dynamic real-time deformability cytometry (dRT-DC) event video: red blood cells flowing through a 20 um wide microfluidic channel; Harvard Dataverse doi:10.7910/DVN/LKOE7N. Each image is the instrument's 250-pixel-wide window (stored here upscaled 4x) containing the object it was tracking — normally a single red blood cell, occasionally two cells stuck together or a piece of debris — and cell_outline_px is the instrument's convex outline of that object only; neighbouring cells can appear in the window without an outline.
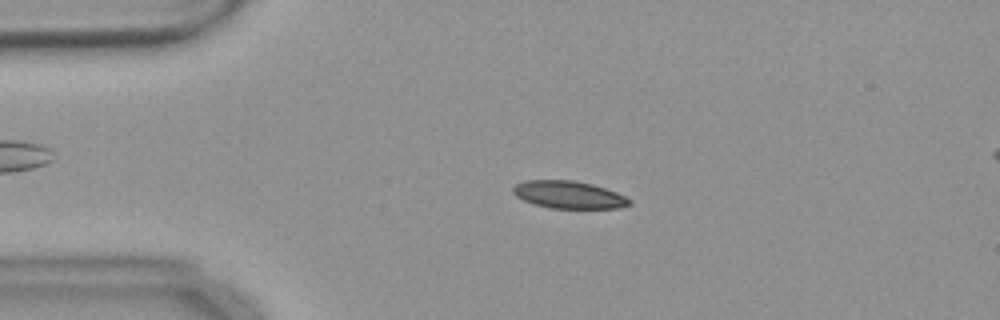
{"species": "common noctule bat (a hibernating species)", "species_latin": "Nyctalus noctula", "temperature_condition": "warm", "stored_images_in_passage": 50, "camera_frame_rate_fps": 3000, "um_per_image_px": 0.085, "animal": {"sex": "female", "body_mass_g": 18.4}, "frame": {"image": 1, "passage_image": 7, "time_ms": 2.0, "image_size_px": [1000, 320], "cell_outline_px": [[632, 204], [620, 208], [548, 208], [524, 200], [516, 196], [512, 192], [512, 188], [516, 184], [524, 180], [576, 180], [592, 184], [616, 192], [632, 200]], "centroid_in_image_um": [48.35, 16.55], "position_along_channel_um": 36.7, "area_um2": 18.67}}
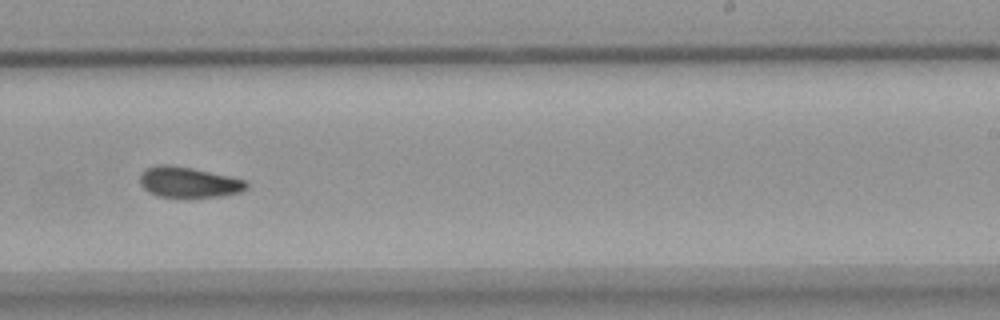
{"frame": {"image": 2, "passage_image": 29, "time_ms": 9.333, "image_size_px": [1000, 320], "cell_outline_px": [[248, 188], [240, 192], [220, 196], [156, 196], [148, 192], [140, 184], [140, 176], [144, 168], [156, 164], [168, 164], [192, 168], [228, 176], [244, 180], [248, 184]], "centroid_in_image_um": [15.98, 15.47], "position_along_channel_um": 273.0, "area_um2": 18.79}}
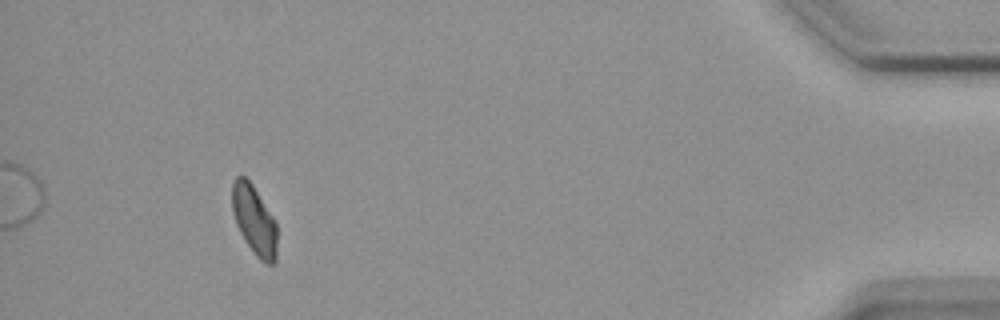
{"frame": {"image": 3, "passage_image": 46, "time_ms": 15.0, "image_size_px": [1000, 320], "cell_outline_px": [[276, 260], [272, 264], [268, 264], [260, 260], [256, 256], [240, 232], [236, 224], [232, 208], [232, 184], [236, 176], [244, 176], [252, 184], [276, 220]], "centroid_in_image_um": [21.61, 18.7], "position_along_channel_um": 413.6, "area_um2": 18.03}, "authors_computed_cell_mechanics": {"area_um2": 18.9584, "velocity_mm_per_s": 3.6577, "shape_relaxation_time_tau1_ms": 5.1073, "shape_relaxation_time_tau2_ms": 7.0781, "deformation_change_tau1": 0.1394, "deformation_change_tau2": 0.1363}}